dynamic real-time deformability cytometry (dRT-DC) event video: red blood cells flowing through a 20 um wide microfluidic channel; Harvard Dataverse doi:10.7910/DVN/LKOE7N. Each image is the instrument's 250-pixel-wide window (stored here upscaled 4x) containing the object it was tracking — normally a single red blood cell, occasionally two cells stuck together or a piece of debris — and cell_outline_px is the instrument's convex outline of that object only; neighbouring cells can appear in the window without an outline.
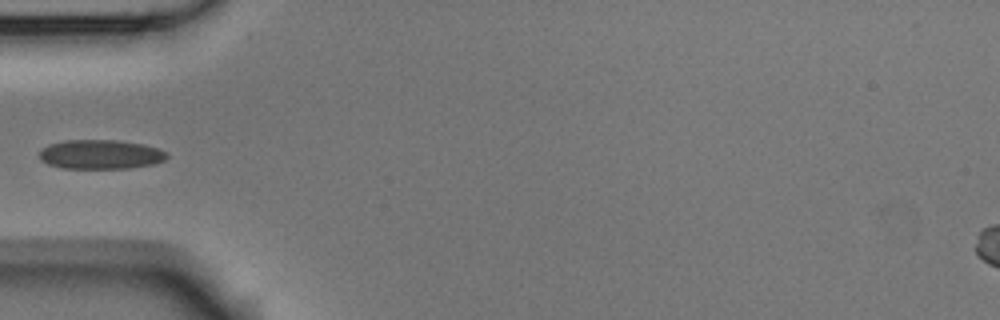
{"species": "Egyptian fruit bat (a non-hibernating species)", "species_latin": "Rousettus aegyptiacus", "temperature_condition": "room temperature", "stored_images_in_passage": 5, "camera_frame_rate_fps": 3000, "um_per_image_px": 0.085, "animal": {"sex": "male"}, "frame": {"image": 1, "passage_image": 5, "time_ms": 1.333, "image_size_px": [1000, 320], "cell_outline_px": [[168, 156], [164, 160], [152, 164], [128, 168], [60, 168], [48, 164], [40, 160], [40, 148], [48, 144], [64, 140], [116, 140], [140, 144], [160, 148], [168, 152]], "centroid_in_image_um": [8.52, 13.12], "position_along_channel_um": 76.5, "area_um2": 21.85}}